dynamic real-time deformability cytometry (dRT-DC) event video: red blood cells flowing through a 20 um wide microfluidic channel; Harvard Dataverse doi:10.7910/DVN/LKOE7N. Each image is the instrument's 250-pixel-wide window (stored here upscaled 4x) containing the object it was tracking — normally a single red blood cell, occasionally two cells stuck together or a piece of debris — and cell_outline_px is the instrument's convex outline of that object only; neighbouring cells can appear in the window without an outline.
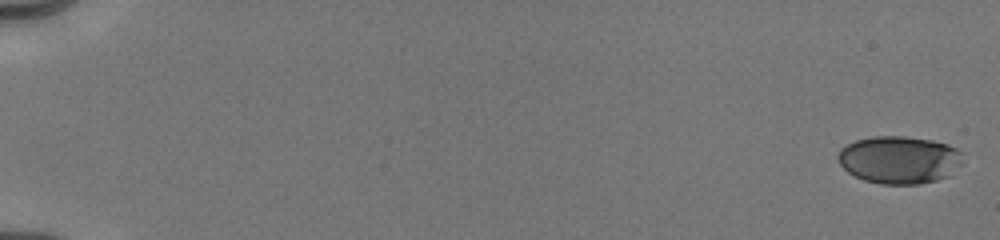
{"species": "human", "species_latin": "Homo sapiens", "temperature_condition": "cold", "stored_images_in_passage": 13, "camera_frame_rate_fps": 3000, "um_per_image_px": 0.085, "donor": {"sex": "male"}, "frame": {"image": 1, "passage_image": 1, "time_ms": 0.0, "image_size_px": [1000, 240], "cell_outline_px": [[960, 164], [948, 176], [936, 180], [920, 184], [880, 184], [864, 180], [848, 172], [840, 164], [836, 156], [840, 148], [856, 140], [872, 136], [904, 136], [932, 140], [948, 144], [956, 148], [960, 152]], "centroid_in_image_um": [76.4, 13.57], "position_along_channel_um": 8.6, "area_um2": 34.56}}
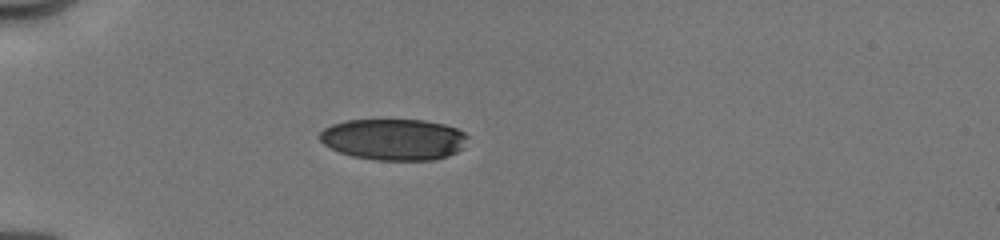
{"frame": {"image": 2, "passage_image": 10, "time_ms": 5.333, "image_size_px": [1000, 240], "cell_outline_px": [[468, 136], [464, 148], [448, 156], [436, 160], [376, 160], [352, 156], [340, 152], [324, 144], [320, 140], [320, 132], [324, 128], [332, 124], [348, 120], [424, 120], [444, 124], [456, 128], [464, 132]], "centroid_in_image_um": [33.5, 11.85], "position_along_channel_um": 51.5, "area_um2": 35.72}}
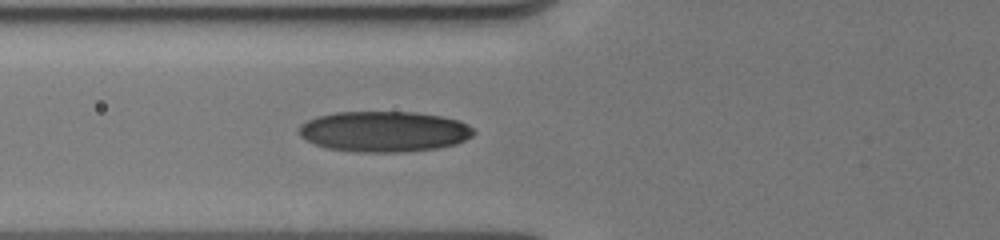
{"frame": {"image": 3, "passage_image": 13, "time_ms": 7.0, "image_size_px": [1000, 240], "cell_outline_px": [[476, 132], [472, 136], [456, 144], [436, 148], [396, 152], [356, 152], [328, 148], [316, 144], [300, 136], [296, 132], [300, 124], [316, 116], [336, 112], [412, 112], [440, 116], [460, 120], [468, 124]], "centroid_in_image_um": [32.63, 11.17], "position_along_channel_um": 93.2, "area_um2": 41.38}}